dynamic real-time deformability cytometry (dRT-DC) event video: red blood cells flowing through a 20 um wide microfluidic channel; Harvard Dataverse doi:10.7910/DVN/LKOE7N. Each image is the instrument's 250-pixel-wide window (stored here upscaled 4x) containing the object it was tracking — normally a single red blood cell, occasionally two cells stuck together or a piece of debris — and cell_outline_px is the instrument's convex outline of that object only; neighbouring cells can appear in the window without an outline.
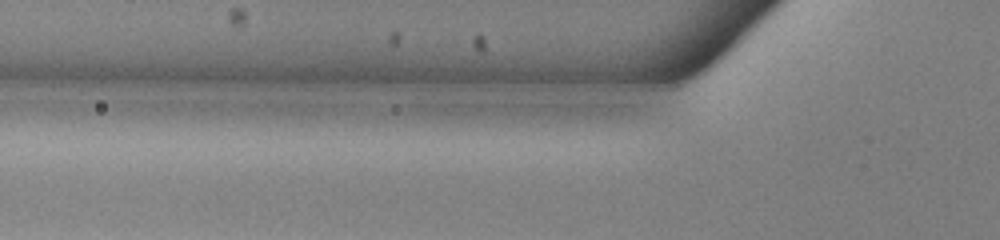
{"species": "common noctule bat (a hibernating species)", "species_latin": "Nyctalus noctula", "temperature_condition": "warm", "stored_images_in_passage": 5, "camera_frame_rate_fps": 3000, "um_per_image_px": 0.085, "animal": {"sex": "male", "body_mass_g": 13.0, "forearm_length_mm": 53.1}, "frame": {"image": 1, "passage_image": 2, "time_ms": 0.333, "image_size_px": [1000, 240], "cell_outline_px": [[396, 120], [380, 128], [364, 128], [200, 124], [188, 116], [200, 112], [280, 108], [332, 108], [380, 112], [392, 116]], "centroid_in_image_um": [25.22, 10.02], "position_along_channel_um": 100.6, "area_um2": 23.35}}